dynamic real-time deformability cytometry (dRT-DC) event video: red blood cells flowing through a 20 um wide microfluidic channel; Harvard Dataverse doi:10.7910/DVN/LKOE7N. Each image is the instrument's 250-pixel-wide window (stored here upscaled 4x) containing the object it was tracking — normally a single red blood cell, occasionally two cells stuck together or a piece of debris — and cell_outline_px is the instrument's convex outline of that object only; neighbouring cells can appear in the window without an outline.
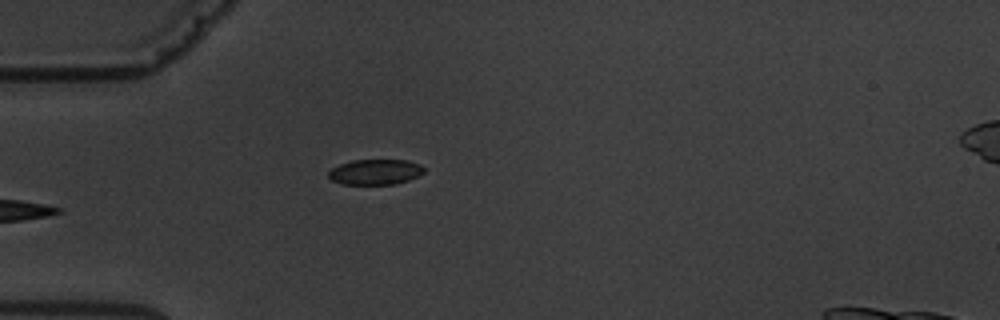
{"species": "common noctule bat (a hibernating species)", "species_latin": "Nyctalus noctula", "temperature_condition": "warm", "stored_images_in_passage": 6, "camera_frame_rate_fps": 3000, "um_per_image_px": 0.085, "animal": {"sex": "male", "body_mass_g": 19.5, "forearm_length_mm": 54.6}, "frame": {"image": 1, "passage_image": 5, "time_ms": 4.667, "image_size_px": [1000, 320], "cell_outline_px": [[424, 172], [420, 176], [396, 184], [340, 184], [332, 180], [328, 176], [328, 172], [332, 168], [340, 164], [352, 160], [404, 160], [420, 164], [424, 168]], "centroid_in_image_um": [31.9, 14.62], "position_along_channel_um": 53.1, "area_um2": 14.16}}